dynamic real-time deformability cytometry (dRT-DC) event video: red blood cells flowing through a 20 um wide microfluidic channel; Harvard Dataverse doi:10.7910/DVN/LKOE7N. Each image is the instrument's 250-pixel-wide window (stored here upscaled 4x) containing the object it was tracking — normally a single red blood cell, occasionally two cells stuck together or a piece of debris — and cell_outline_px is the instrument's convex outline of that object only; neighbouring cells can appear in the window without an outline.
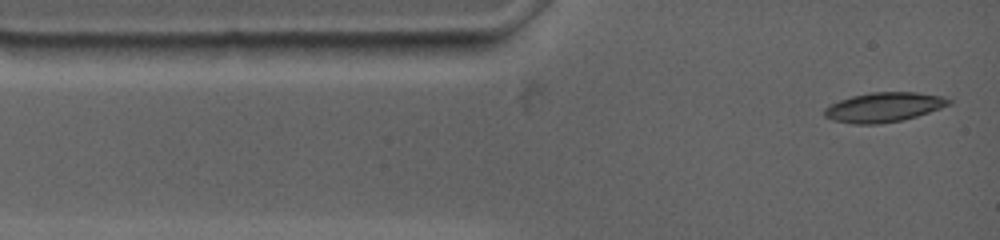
{"species": "common noctule bat (a hibernating species)", "species_latin": "Nyctalus noctula", "temperature_condition": "warm", "stored_images_in_passage": 29, "camera_frame_rate_fps": 4500, "um_per_image_px": 0.085, "animal": {"sex": "female", "body_mass_g": 19.0, "forearm_length_mm": 53.3}, "frame": {"image": 1, "passage_image": 1, "time_ms": 0.0, "image_size_px": [1000, 240], "cell_outline_px": [[952, 104], [916, 116], [900, 120], [880, 124], [852, 124], [832, 120], [824, 116], [824, 108], [828, 104], [852, 96], [872, 92], [916, 92], [940, 96], [952, 100]], "centroid_in_image_um": [75.08, 9.11], "position_along_channel_um": 9.9, "area_um2": 21.39}}
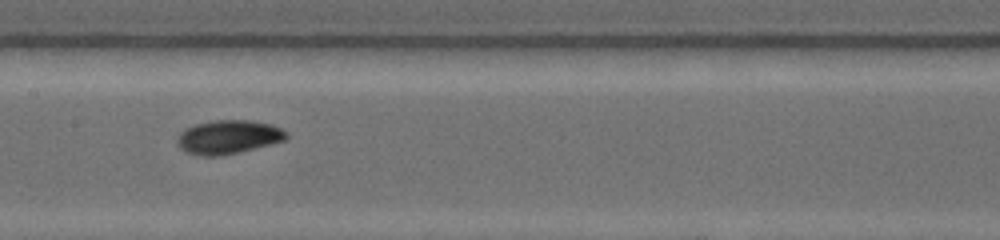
{"frame": {"image": 2, "passage_image": 13, "time_ms": 5.778, "image_size_px": [1000, 240], "cell_outline_px": [[288, 136], [284, 140], [220, 156], [200, 156], [188, 152], [180, 148], [176, 140], [180, 132], [184, 128], [196, 124], [216, 120], [248, 120], [272, 124], [288, 132]], "centroid_in_image_um": [19.38, 11.63], "position_along_channel_um": 188.0, "area_um2": 21.21}}
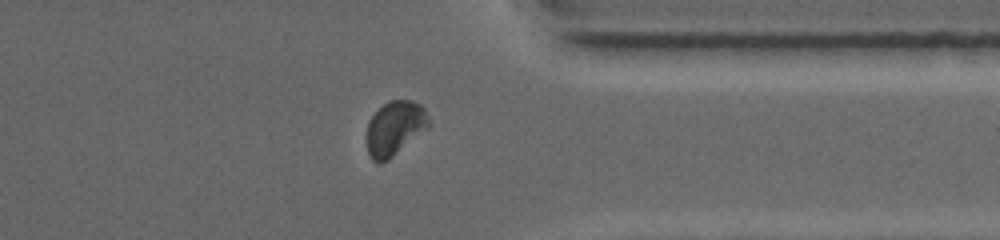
{"frame": {"image": 3, "passage_image": 24, "time_ms": 11.111, "image_size_px": [1000, 240], "cell_outline_px": [[432, 124], [428, 128], [388, 160], [380, 164], [376, 164], [372, 160], [368, 152], [368, 124], [372, 116], [388, 100], [412, 100], [420, 104], [424, 108]], "centroid_in_image_um": [33.59, 10.9], "position_along_channel_um": 377.8, "area_um2": 19.59}, "authors_computed_cell_mechanics": {"area_um2": 20.0566, "velocity_mm_per_s": 3.6775, "shape_relaxation_time_tau1_ms": 3.721, "shape_relaxation_time_tau2_ms": 6.3993, "deformation_change_tau1": 0.139, "deformation_change_tau2": 0.0568}}